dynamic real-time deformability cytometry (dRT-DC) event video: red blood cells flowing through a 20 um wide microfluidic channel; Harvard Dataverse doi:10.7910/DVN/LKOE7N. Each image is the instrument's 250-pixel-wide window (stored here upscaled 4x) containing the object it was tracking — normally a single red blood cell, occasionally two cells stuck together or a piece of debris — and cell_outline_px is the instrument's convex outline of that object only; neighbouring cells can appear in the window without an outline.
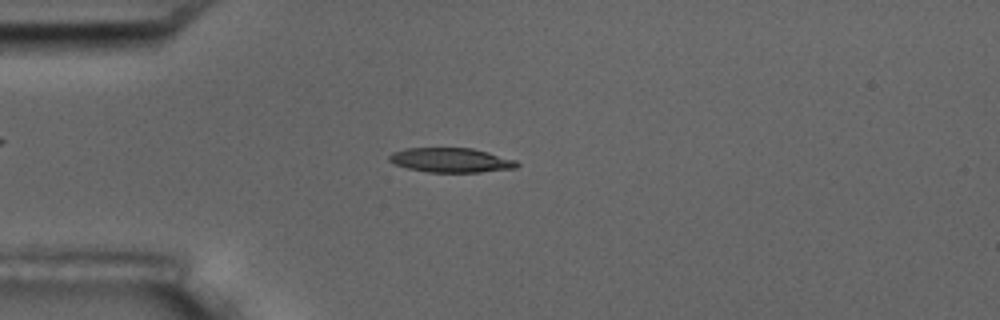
{"species": "common noctule bat (a hibernating species)", "species_latin": "Nyctalus noctula", "temperature_condition": "room temperature", "stored_images_in_passage": 5, "camera_frame_rate_fps": 3000, "um_per_image_px": 0.085, "animal": {"sex": "male", "body_mass_g": 17.5, "forearm_length_mm": 52.3}, "frame": {"image": 1, "passage_image": 3, "time_ms": 2.333, "image_size_px": [1000, 320], "cell_outline_px": [[520, 164], [516, 168], [480, 172], [428, 172], [408, 168], [396, 164], [388, 160], [388, 156], [392, 152], [404, 148], [472, 148], [488, 152], [516, 160]], "centroid_in_image_um": [38.33, 13.61], "position_along_channel_um": 46.7, "area_um2": 18.21}}